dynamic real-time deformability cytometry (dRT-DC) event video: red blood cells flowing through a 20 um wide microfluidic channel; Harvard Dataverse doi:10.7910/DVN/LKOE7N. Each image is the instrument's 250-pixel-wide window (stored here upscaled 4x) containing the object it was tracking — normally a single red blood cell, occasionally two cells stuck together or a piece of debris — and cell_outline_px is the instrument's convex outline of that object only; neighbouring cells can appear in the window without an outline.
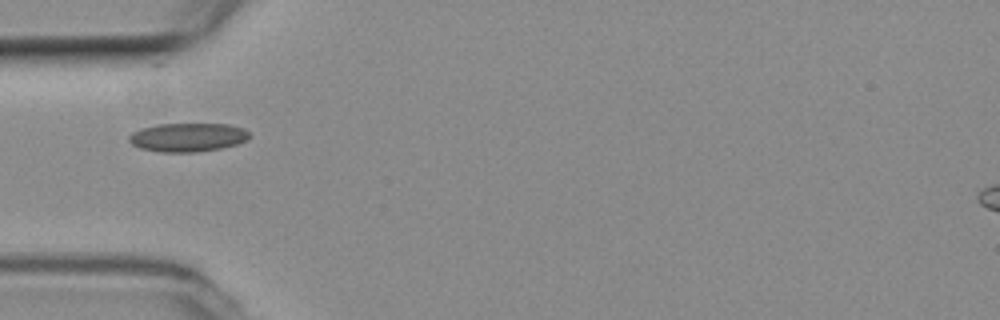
{"species": "common noctule bat (a hibernating species)", "species_latin": "Nyctalus noctula", "temperature_condition": "room temperature", "stored_images_in_passage": 34, "camera_frame_rate_fps": 3000, "um_per_image_px": 0.085, "animal": {"sex": "female", "body_mass_g": 19.3, "forearm_length_mm": 54.1}, "frame": {"image": 1, "passage_image": 1, "time_ms": 0.0, "image_size_px": [1000, 320], "cell_outline_px": [[252, 136], [248, 140], [236, 144], [220, 148], [196, 152], [160, 152], [140, 148], [132, 144], [128, 140], [128, 136], [132, 132], [140, 128], [160, 124], [228, 124], [244, 128]], "centroid_in_image_um": [15.96, 11.67], "position_along_channel_um": 69.0, "area_um2": 20.23}}
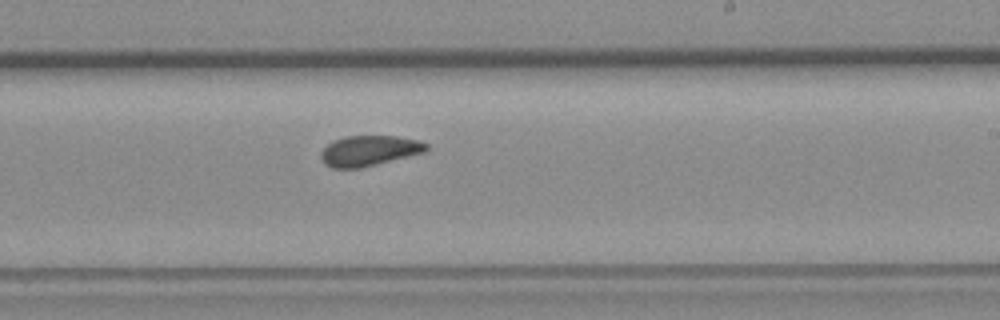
{"frame": {"image": 2, "passage_image": 16, "time_ms": 5.0, "image_size_px": [1000, 320], "cell_outline_px": [[428, 148], [424, 152], [360, 168], [332, 168], [324, 164], [320, 156], [320, 152], [332, 140], [344, 136], [396, 136], [420, 140], [428, 144]], "centroid_in_image_um": [31.35, 12.8], "position_along_channel_um": 257.7, "area_um2": 18.67}}
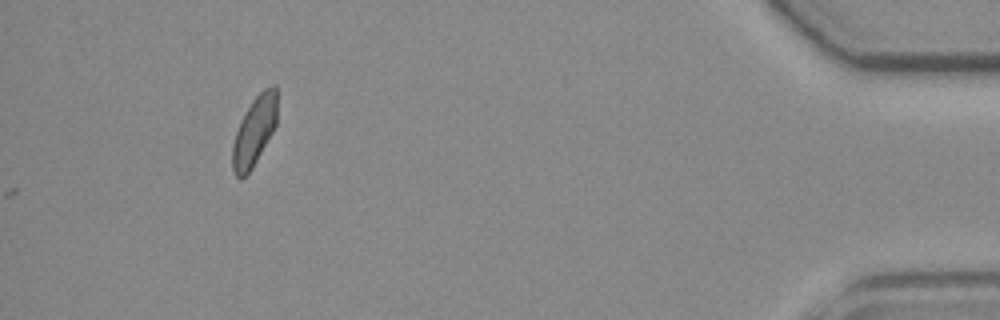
{"frame": {"image": 3, "passage_image": 34, "time_ms": 11.0, "image_size_px": [1000, 320], "cell_outline_px": [[276, 124], [272, 132], [252, 168], [240, 180], [232, 172], [232, 144], [240, 120], [252, 100], [264, 88], [272, 84], [276, 84]], "centroid_in_image_um": [21.59, 11.14], "position_along_channel_um": 413.6, "area_um2": 17.92}, "authors_computed_cell_mechanics": {"area_um2": 19.0162, "velocity_mm_per_s": 3.7636, "shape_relaxation_time_tau1_ms": null, "shape_relaxation_time_tau2_ms": 3.0318, "deformation_change_tau1": null, "deformation_change_tau2": 0.07}}